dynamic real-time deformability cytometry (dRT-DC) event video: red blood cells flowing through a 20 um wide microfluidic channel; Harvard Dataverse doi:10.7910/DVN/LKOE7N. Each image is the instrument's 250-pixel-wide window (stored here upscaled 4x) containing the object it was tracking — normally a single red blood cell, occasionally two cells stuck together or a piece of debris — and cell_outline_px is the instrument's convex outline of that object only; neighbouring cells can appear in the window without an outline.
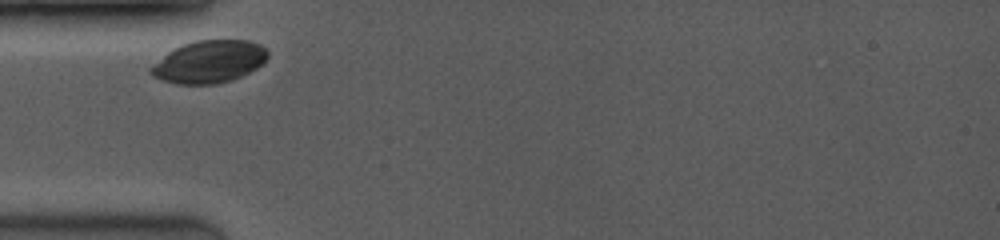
{"species": "common noctule bat (a hibernating species)", "species_latin": "Nyctalus noctula", "temperature_condition": "room temperature", "stored_images_in_passage": 5, "camera_frame_rate_fps": 3500, "um_per_image_px": 0.085, "animal": {"sex": "female", "body_mass_g": 19.0, "forearm_length_mm": 53.3}, "frame": {"image": 1, "passage_image": 1, "time_ms": 0.0, "image_size_px": [1000, 240], "cell_outline_px": [[268, 56], [264, 64], [232, 80], [216, 84], [176, 84], [152, 76], [148, 72], [148, 68], [168, 52], [184, 44], [196, 40], [248, 40], [260, 44], [268, 52]], "centroid_in_image_um": [17.78, 5.25], "position_along_channel_um": 67.2, "area_um2": 28.84}}